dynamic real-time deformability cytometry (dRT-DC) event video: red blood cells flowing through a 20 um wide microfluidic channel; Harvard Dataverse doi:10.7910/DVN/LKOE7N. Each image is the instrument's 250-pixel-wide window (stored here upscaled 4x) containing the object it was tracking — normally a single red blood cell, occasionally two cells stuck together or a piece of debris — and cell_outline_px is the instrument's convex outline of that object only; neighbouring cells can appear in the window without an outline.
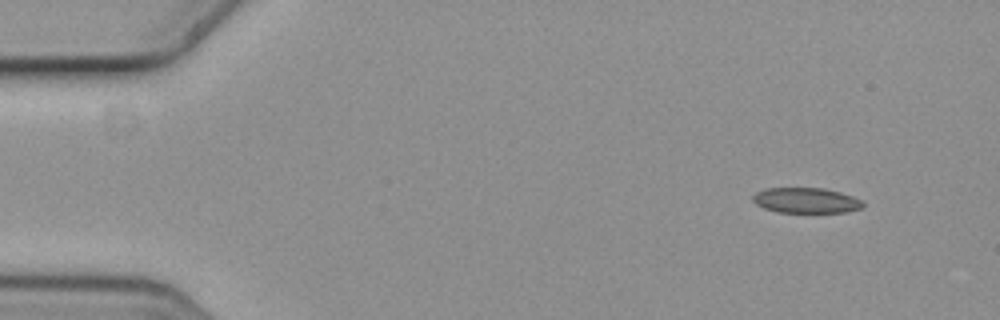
{"species": "common noctule bat (a hibernating species)", "species_latin": "Nyctalus noctula", "temperature_condition": "cold", "stored_images_in_passage": 4, "camera_frame_rate_fps": 3000, "um_per_image_px": 0.085, "animal": {"sex": "female", "body_mass_g": 19.3, "forearm_length_mm": 54.1}, "frame": {"image": 1, "passage_image": 1, "time_ms": 0.0, "image_size_px": [1000, 320], "cell_outline_px": [[864, 204], [860, 208], [844, 212], [776, 212], [764, 208], [756, 204], [752, 200], [752, 196], [756, 192], [764, 188], [824, 188], [840, 192], [864, 200]], "centroid_in_image_um": [68.49, 17.03], "position_along_channel_um": 16.5, "area_um2": 16.3}}